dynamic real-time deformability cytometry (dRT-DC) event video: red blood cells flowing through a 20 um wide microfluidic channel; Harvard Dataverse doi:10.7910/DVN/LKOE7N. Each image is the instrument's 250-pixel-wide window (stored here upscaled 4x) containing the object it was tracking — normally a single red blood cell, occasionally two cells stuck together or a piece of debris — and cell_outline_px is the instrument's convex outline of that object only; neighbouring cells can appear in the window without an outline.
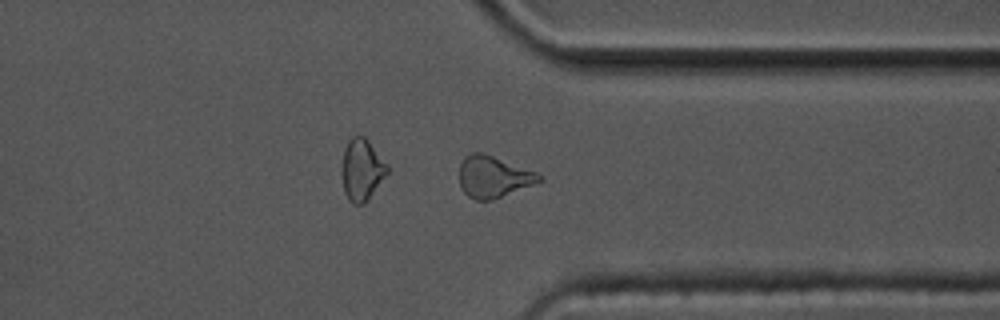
{"species": "common noctule bat (a hibernating species)", "species_latin": "Nyctalus noctula", "temperature_condition": "cold", "stored_images_in_passage": 35, "camera_frame_rate_fps": 3000, "um_per_image_px": 0.085, "animal": {"sex": "male", "body_mass_g": 17.5, "forearm_length_mm": 52.3}, "frame": {"image": 1, "passage_image": 30, "time_ms": 9.667, "image_size_px": [1000, 320], "cell_outline_px": [[544, 180], [492, 200], [476, 200], [468, 196], [464, 192], [460, 184], [460, 164], [464, 156], [472, 152], [484, 152], [536, 172]], "centroid_in_image_um": [41.91, 15.01], "position_along_channel_um": 369.5, "area_um2": 19.25}, "authors_computed_cell_mechanics": {"area_um2": 18.8428, "velocity_mm_per_s": 3.3356, "shape_relaxation_time_tau1_ms": 5.4425, "shape_relaxation_time_tau2_ms": 5.7612, "deformation_change_tau1": 0.1566, "deformation_change_tau2": 0.1163}}